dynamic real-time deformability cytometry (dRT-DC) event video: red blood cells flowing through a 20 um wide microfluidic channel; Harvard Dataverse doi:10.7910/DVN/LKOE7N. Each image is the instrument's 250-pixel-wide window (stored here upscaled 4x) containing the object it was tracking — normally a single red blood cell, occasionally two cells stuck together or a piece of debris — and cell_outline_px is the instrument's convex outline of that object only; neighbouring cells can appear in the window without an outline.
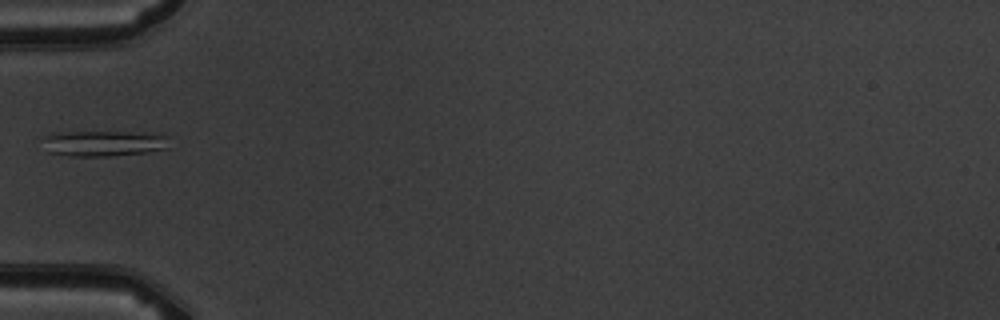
{"species": "common noctule bat (a hibernating species)", "species_latin": "Nyctalus noctula", "temperature_condition": "warm", "stored_images_in_passage": 2, "camera_frame_rate_fps": 3000, "um_per_image_px": 0.085, "animal": {"sex": "male", "body_mass_g": 19.5, "forearm_length_mm": 54.6}, "frame": {"image": 1, "passage_image": 1, "time_ms": 0.0, "image_size_px": [1000, 320], "cell_outline_px": [[168, 148], [148, 152], [112, 156], [68, 156], [48, 152], [44, 140], [44, 136], [56, 132], [152, 132], [168, 136]], "centroid_in_image_um": [8.87, 12.18], "position_along_channel_um": 76.1, "area_um2": 19.13}}
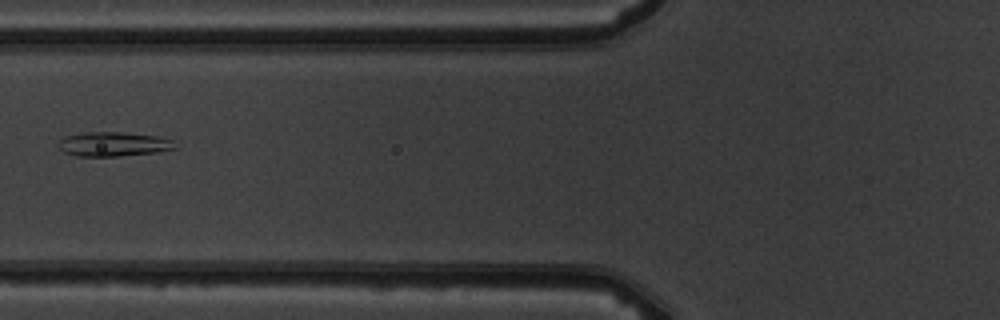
{"frame": {"image": 2, "passage_image": 2, "time_ms": 1.0, "image_size_px": [1000, 320], "cell_outline_px": [[180, 148], [156, 152], [120, 156], [76, 156], [64, 152], [60, 148], [60, 140], [64, 136], [84, 132], [124, 132], [156, 136], [172, 140]], "centroid_in_image_um": [9.68, 12.25], "position_along_channel_um": 116.1, "area_um2": 16.59}}